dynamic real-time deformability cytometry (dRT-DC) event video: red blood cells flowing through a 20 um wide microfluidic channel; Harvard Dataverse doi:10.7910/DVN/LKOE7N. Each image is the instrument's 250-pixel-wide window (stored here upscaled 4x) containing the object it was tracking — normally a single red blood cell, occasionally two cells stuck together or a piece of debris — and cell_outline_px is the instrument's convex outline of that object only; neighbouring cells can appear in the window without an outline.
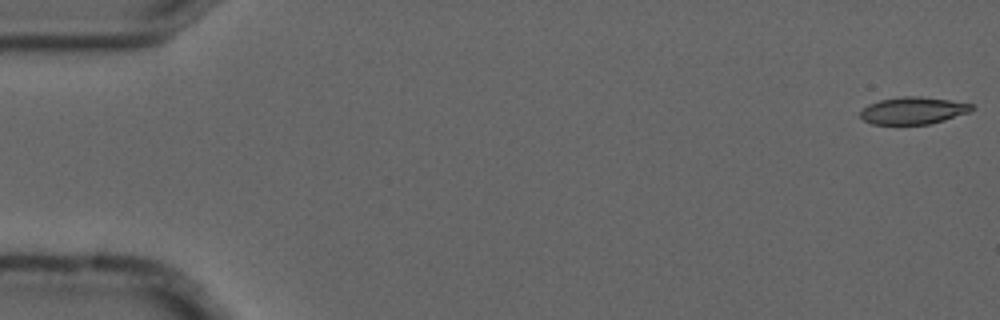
{"species": "common noctule bat (a hibernating species)", "species_latin": "Nyctalus noctula", "temperature_condition": "cold", "stored_images_in_passage": 4, "camera_frame_rate_fps": 3000, "um_per_image_px": 0.085, "animal": {"sex": "male", "forearm_length_mm": 52.5}, "frame": {"image": 1, "passage_image": 1, "time_ms": 0.0, "image_size_px": [1000, 320], "cell_outline_px": [[976, 108], [972, 112], [944, 120], [928, 124], [872, 124], [864, 120], [860, 116], [860, 112], [868, 104], [880, 100], [900, 96], [920, 96], [948, 100], [972, 104]], "centroid_in_image_um": [77.65, 9.39], "position_along_channel_um": 7.4, "area_um2": 17.69}}
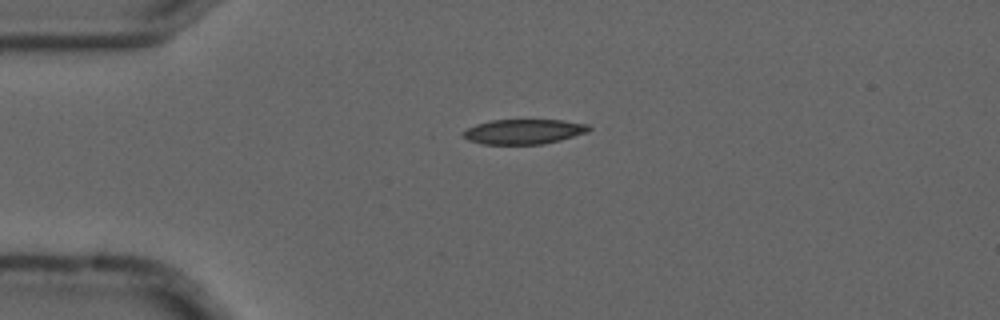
{"frame": {"image": 2, "passage_image": 4, "time_ms": 1.0, "image_size_px": [1000, 320], "cell_outline_px": [[592, 128], [588, 132], [560, 140], [540, 144], [484, 144], [468, 140], [460, 136], [460, 132], [476, 124], [492, 120], [560, 120], [588, 124]], "centroid_in_image_um": [44.48, 11.18], "position_along_channel_um": 40.5, "area_um2": 18.26}}